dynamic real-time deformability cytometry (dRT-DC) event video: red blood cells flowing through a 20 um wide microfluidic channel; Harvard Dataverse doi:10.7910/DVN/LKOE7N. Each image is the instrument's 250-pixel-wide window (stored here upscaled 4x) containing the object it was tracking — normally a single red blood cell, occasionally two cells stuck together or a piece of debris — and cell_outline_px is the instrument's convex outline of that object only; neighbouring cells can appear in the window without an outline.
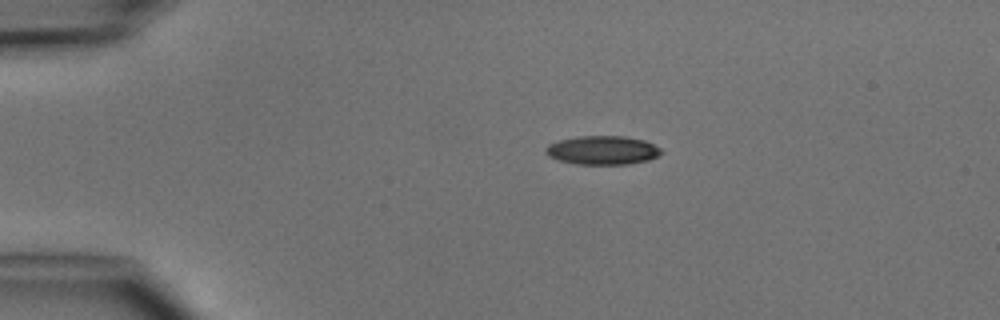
{"species": "common noctule bat (a hibernating species)", "species_latin": "Nyctalus noctula", "temperature_condition": "cold", "stored_images_in_passage": 3, "camera_frame_rate_fps": 3000, "um_per_image_px": 0.085, "animal": {"sex": "male", "body_mass_g": 15.6}, "frame": {"image": 1, "passage_image": 2, "time_ms": 1.0, "image_size_px": [1000, 320], "cell_outline_px": [[664, 152], [648, 160], [628, 164], [576, 164], [560, 160], [548, 156], [544, 152], [544, 148], [548, 144], [560, 140], [580, 136], [624, 136], [644, 140], [660, 148]], "centroid_in_image_um": [51.2, 12.77], "position_along_channel_um": 33.8, "area_um2": 19.31}}